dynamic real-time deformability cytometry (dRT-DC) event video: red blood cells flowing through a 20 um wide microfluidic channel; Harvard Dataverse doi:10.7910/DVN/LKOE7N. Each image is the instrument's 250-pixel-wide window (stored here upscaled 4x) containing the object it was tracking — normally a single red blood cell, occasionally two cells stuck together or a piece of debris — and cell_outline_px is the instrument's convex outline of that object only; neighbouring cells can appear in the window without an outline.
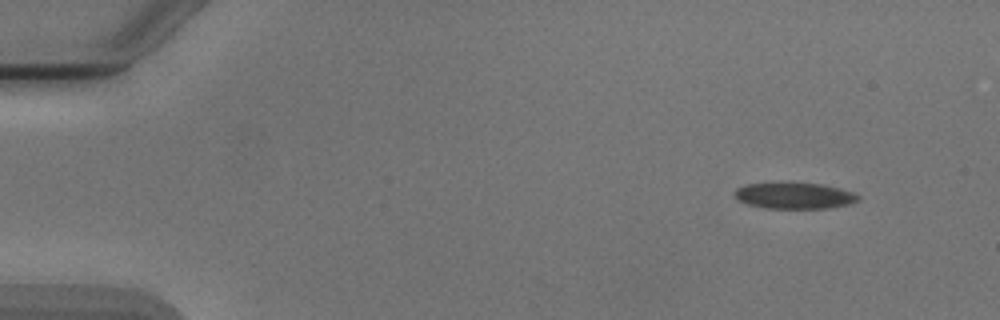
{"species": "Egyptian fruit bat (a non-hibernating species)", "species_latin": "Rousettus aegyptiacus", "temperature_condition": "cold", "stored_images_in_passage": 2, "camera_frame_rate_fps": 3000, "um_per_image_px": 0.085, "animal": {"sex": "male"}, "frame": {"image": 1, "passage_image": 2, "time_ms": 1.333, "image_size_px": [1000, 320], "cell_outline_px": [[860, 200], [848, 204], [828, 208], [768, 208], [748, 204], [732, 196], [732, 192], [736, 188], [748, 184], [820, 184], [840, 188], [852, 192], [860, 196]], "centroid_in_image_um": [67.52, 16.65], "position_along_channel_um": 17.5, "area_um2": 18.44}}